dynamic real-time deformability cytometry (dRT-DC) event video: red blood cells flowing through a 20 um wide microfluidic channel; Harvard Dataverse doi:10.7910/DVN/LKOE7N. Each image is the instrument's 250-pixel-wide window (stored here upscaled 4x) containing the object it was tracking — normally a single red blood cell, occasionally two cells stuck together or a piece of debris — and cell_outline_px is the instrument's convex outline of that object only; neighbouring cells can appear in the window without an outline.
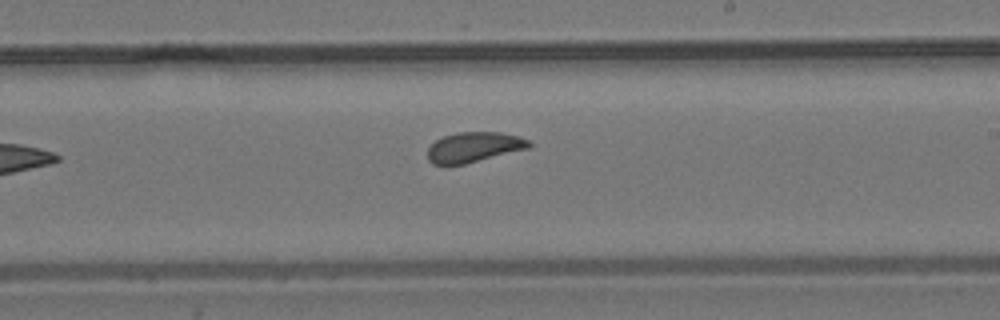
{"species": "common noctule bat (a hibernating species)", "species_latin": "Nyctalus noctula", "temperature_condition": "room temperature", "stored_images_in_passage": 8, "camera_frame_rate_fps": 3000, "um_per_image_px": 0.085, "animal": {"sex": "male", "body_mass_g": 19.2, "forearm_length_mm": 51.8}, "frame": {"image": 1, "passage_image": 8, "time_ms": 8.333, "image_size_px": [1000, 320], "cell_outline_px": [[532, 148], [464, 164], [432, 164], [428, 160], [428, 148], [436, 140], [444, 136], [460, 132], [500, 132], [516, 136], [528, 140], [532, 144]], "centroid_in_image_um": [40.31, 12.51], "position_along_channel_um": 248.7, "area_um2": 17.74}}